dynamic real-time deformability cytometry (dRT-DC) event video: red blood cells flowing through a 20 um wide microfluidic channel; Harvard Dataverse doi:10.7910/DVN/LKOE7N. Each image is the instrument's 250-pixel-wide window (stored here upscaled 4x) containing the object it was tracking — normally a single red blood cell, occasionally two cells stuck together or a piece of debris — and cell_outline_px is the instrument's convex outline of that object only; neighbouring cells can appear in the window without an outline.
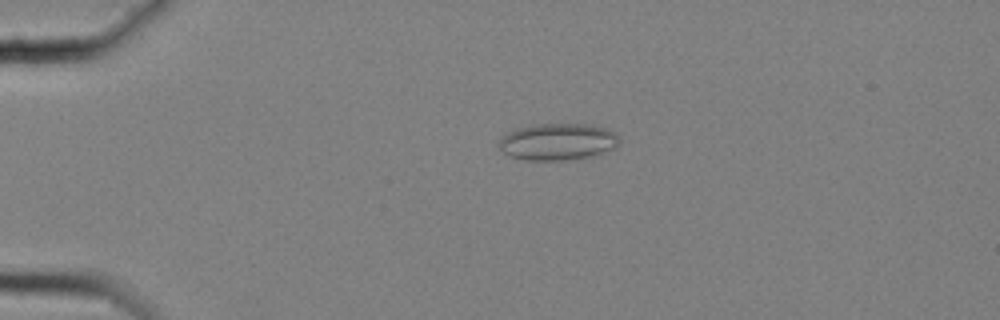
{"species": "common noctule bat (a hibernating species)", "species_latin": "Nyctalus noctula", "temperature_condition": "cold", "stored_images_in_passage": 60, "camera_frame_rate_fps": 3000, "um_per_image_px": 0.085, "animal": {"sex": "female", "body_mass_g": 25.1}, "frame": {"image": 1, "passage_image": 15, "time_ms": 4.667, "image_size_px": [1000, 320], "cell_outline_px": [[620, 140], [616, 148], [592, 156], [564, 160], [524, 160], [512, 156], [504, 152], [496, 144], [500, 136], [508, 132], [520, 128], [536, 124], [588, 124], [604, 128], [612, 132]], "centroid_in_image_um": [47.38, 12.05], "position_along_channel_um": 37.6, "area_um2": 25.72}}
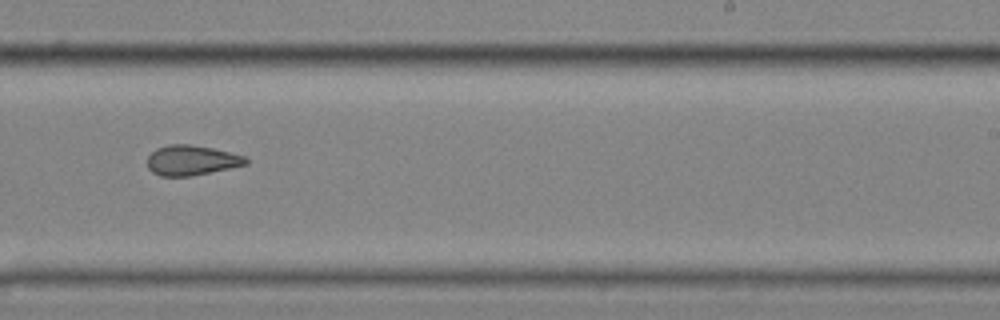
{"frame": {"image": 2, "passage_image": 39, "time_ms": 12.667, "image_size_px": [1000, 320], "cell_outline_px": [[248, 164], [188, 176], [160, 176], [152, 172], [148, 168], [148, 156], [156, 148], [168, 144], [192, 144], [212, 148], [248, 156]], "centroid_in_image_um": [16.28, 13.61], "position_along_channel_um": 272.7, "area_um2": 17.22}}
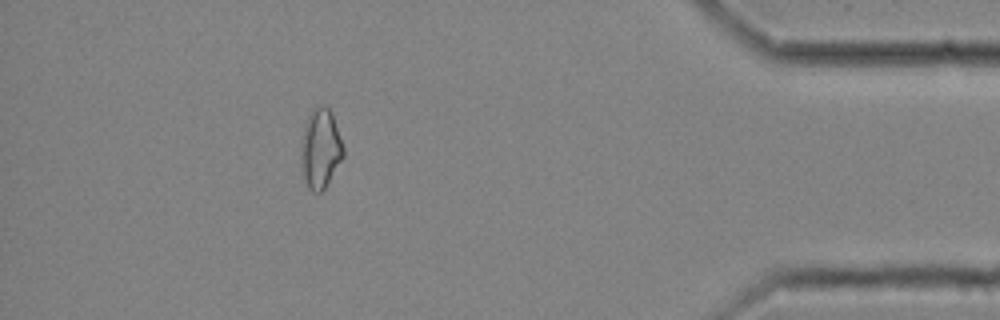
{"frame": {"image": 3, "passage_image": 54, "time_ms": 17.667, "image_size_px": [1000, 320], "cell_outline_px": [[344, 156], [324, 188], [320, 192], [312, 192], [308, 188], [304, 176], [300, 144], [300, 140], [308, 116], [312, 108], [316, 104], [324, 104], [332, 112], [344, 148]], "centroid_in_image_um": [27.24, 12.57], "position_along_channel_um": 408.0, "area_um2": 19.59}, "authors_computed_cell_mechanics": {"area_um2": 19.5942, "velocity_mm_per_s": 3.5147, "shape_relaxation_time_tau1_ms": null, "shape_relaxation_time_tau2_ms": 3.0171, "deformation_change_tau1": null, "deformation_change_tau2": 0.0897}}